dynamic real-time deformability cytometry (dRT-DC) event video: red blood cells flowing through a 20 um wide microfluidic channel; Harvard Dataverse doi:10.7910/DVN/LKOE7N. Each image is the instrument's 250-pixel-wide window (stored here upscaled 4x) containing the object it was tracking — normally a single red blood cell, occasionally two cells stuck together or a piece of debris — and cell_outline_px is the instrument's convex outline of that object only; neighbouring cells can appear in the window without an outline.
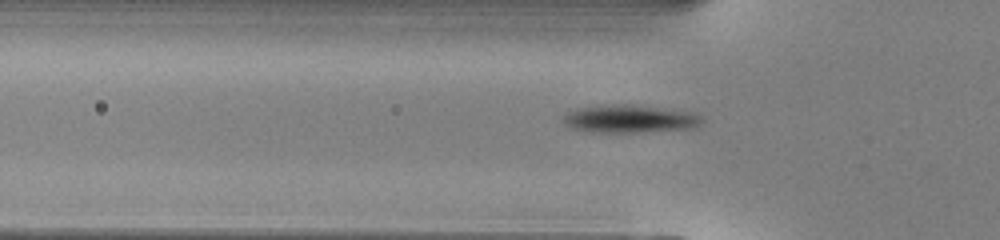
{"species": "common noctule bat (a hibernating species)", "species_latin": "Nyctalus noctula", "temperature_condition": "warm", "stored_images_in_passage": 36, "camera_frame_rate_fps": 3000, "um_per_image_px": 0.085, "animal": {"sex": "male", "body_mass_g": 13.0, "forearm_length_mm": 53.1}, "frame": {"image": 1, "passage_image": 5, "time_ms": 1.333, "image_size_px": [1000, 240], "cell_outline_px": [[704, 120], [696, 128], [636, 132], [592, 132], [572, 128], [564, 124], [564, 116], [568, 112], [580, 108], [624, 104], [692, 112], [700, 116]], "centroid_in_image_um": [53.56, 10.12], "position_along_channel_um": 72.2, "area_um2": 21.96}}
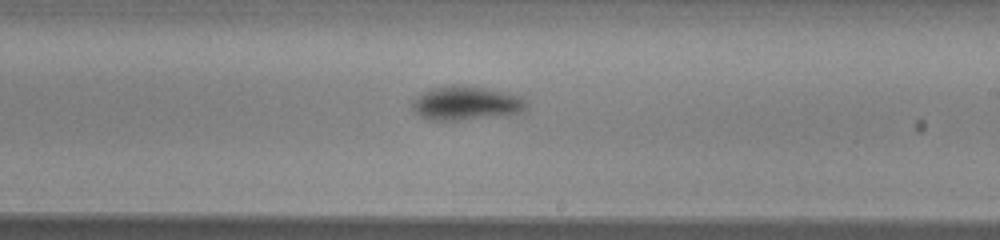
{"frame": {"image": 2, "passage_image": 18, "time_ms": 5.667, "image_size_px": [1000, 240], "cell_outline_px": [[528, 104], [520, 112], [456, 120], [432, 120], [420, 116], [412, 108], [412, 96], [420, 92], [432, 88], [452, 84], [460, 84], [516, 92], [524, 96], [528, 100]], "centroid_in_image_um": [39.62, 8.71], "position_along_channel_um": 249.4, "area_um2": 23.0}}
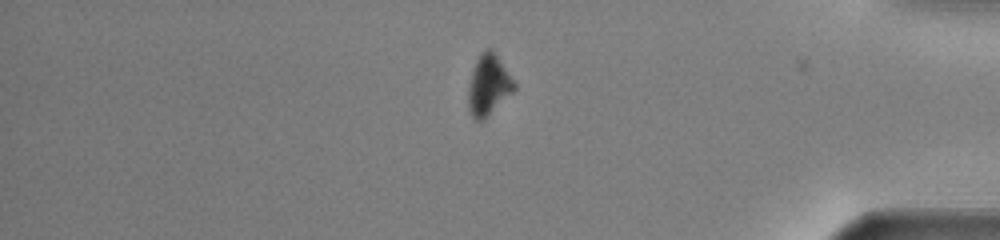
{"frame": {"image": 3, "passage_image": 31, "time_ms": 10.0, "image_size_px": [1000, 240], "cell_outline_px": [[516, 88], [484, 120], [476, 120], [468, 112], [468, 84], [476, 60], [480, 52], [488, 48], [492, 48], [516, 84]], "centroid_in_image_um": [41.5, 7.23], "position_along_channel_um": 393.7, "area_um2": 16.18}, "authors_computed_cell_mechanics": {"area_um2": 20.6346, "velocity_mm_per_s": 4.09, "shape_relaxation_time_tau1_ms": 1.2582, "shape_relaxation_time_tau2_ms": null, "deformation_change_tau1": 0.1203, "deformation_change_tau2": null}}